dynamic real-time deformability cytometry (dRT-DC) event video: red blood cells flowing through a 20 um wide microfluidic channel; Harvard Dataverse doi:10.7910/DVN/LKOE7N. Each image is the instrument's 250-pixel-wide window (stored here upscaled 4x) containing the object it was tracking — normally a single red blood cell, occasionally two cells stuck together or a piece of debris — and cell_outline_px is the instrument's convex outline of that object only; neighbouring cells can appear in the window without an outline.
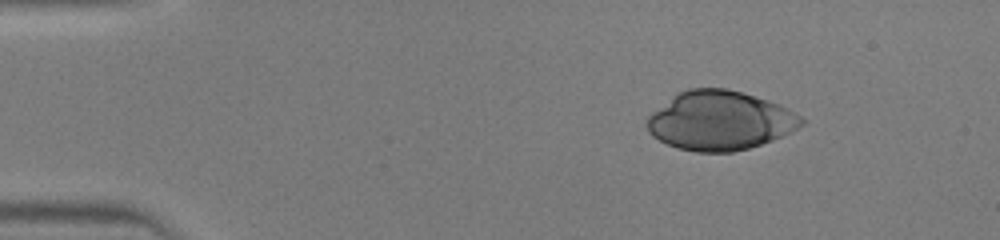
{"species": "human", "species_latin": "Homo sapiens", "temperature_condition": "warm", "stored_images_in_passage": 39, "camera_frame_rate_fps": 3000, "um_per_image_px": 0.085, "donor": {"sex": "male"}, "frame": {"image": 1, "passage_image": 1, "time_ms": 0.0, "image_size_px": [1000, 240], "cell_outline_px": [[808, 120], [804, 124], [772, 140], [748, 148], [732, 152], [696, 152], [680, 148], [668, 144], [652, 136], [648, 132], [644, 124], [648, 116], [652, 112], [680, 92], [688, 88], [728, 88], [768, 100], [780, 104]], "centroid_in_image_um": [61.19, 10.25], "position_along_channel_um": 23.8, "area_um2": 52.94}}